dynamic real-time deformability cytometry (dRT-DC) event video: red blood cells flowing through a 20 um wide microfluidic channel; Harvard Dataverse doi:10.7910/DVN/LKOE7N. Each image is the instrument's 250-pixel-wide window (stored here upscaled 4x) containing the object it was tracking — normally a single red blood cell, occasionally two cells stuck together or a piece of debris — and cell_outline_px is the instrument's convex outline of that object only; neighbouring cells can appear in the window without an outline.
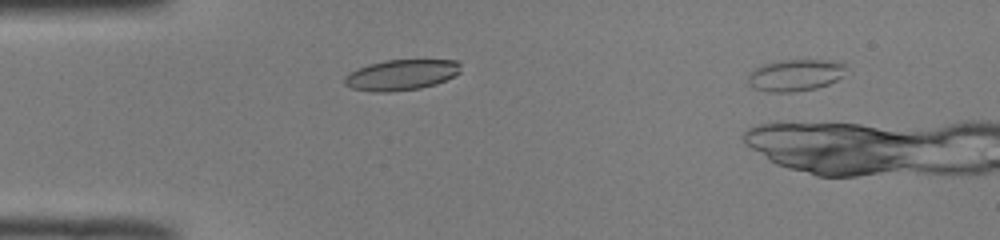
{"species": "common noctule bat (a hibernating species)", "species_latin": "Nyctalus noctula", "temperature_condition": "room temperature", "stored_images_in_passage": 22, "camera_frame_rate_fps": 3000, "um_per_image_px": 0.085, "animal": {"sex": "male", "body_mass_g": 19.0, "forearm_length_mm": 50.8}, "frame": {"image": 1, "passage_image": 5, "time_ms": 1.333, "image_size_px": [1000, 240], "cell_outline_px": [[844, 68], [840, 76], [836, 80], [828, 84], [816, 88], [792, 92], [768, 92], [752, 88], [748, 84], [748, 76], [760, 64], [780, 60], [824, 60], [844, 64]], "centroid_in_image_um": [67.51, 6.4], "position_along_channel_um": 17.5, "area_um2": 17.92}}
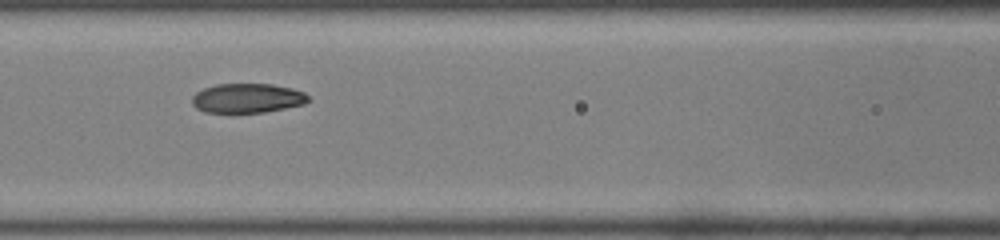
{"frame": {"image": 2, "passage_image": 13, "time_ms": 4.0, "image_size_px": [1000, 240], "cell_outline_px": [[308, 100], [304, 104], [264, 112], [204, 112], [196, 108], [192, 104], [192, 96], [196, 92], [204, 88], [216, 84], [272, 84], [292, 88], [304, 92], [308, 96]], "centroid_in_image_um": [21.0, 8.34], "position_along_channel_um": 145.6, "area_um2": 19.83}}
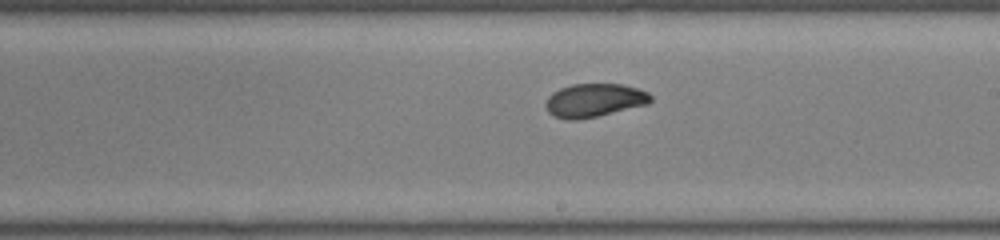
{"frame": {"image": 3, "passage_image": 20, "time_ms": 6.333, "image_size_px": [1000, 240], "cell_outline_px": [[652, 100], [648, 104], [596, 116], [576, 120], [568, 120], [552, 116], [548, 112], [544, 104], [548, 96], [552, 92], [560, 88], [572, 84], [620, 84], [636, 88], [648, 92], [652, 96]], "centroid_in_image_um": [50.47, 8.52], "position_along_channel_um": 238.5, "area_um2": 20.46}}